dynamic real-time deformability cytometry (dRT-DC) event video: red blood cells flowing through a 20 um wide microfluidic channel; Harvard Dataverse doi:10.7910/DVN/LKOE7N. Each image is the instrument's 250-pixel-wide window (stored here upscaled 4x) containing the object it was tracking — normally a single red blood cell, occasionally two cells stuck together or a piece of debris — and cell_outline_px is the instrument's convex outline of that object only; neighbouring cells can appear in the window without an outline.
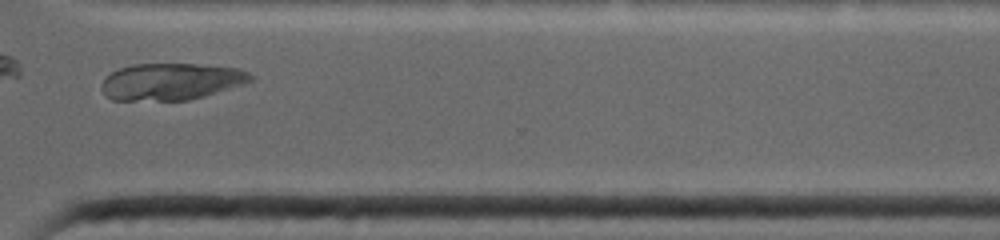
{"species": "common noctule bat (a hibernating species)", "species_latin": "Nyctalus noctula", "temperature_condition": "warm", "stored_images_in_passage": 18, "camera_frame_rate_fps": 4500, "um_per_image_px": 0.085, "animal": {"sex": "female", "body_mass_g": 19.0, "forearm_length_mm": 53.3}, "frame": {"image": 1, "passage_image": 16, "time_ms": 8.444, "image_size_px": [1000, 240], "cell_outline_px": [[256, 76], [252, 80], [244, 84], [204, 96], [188, 100], [112, 100], [104, 96], [100, 88], [100, 84], [104, 76], [120, 68], [132, 64], [196, 64], [236, 68], [248, 72]], "centroid_in_image_um": [14.5, 6.93], "position_along_channel_um": 356.1, "area_um2": 32.19}}